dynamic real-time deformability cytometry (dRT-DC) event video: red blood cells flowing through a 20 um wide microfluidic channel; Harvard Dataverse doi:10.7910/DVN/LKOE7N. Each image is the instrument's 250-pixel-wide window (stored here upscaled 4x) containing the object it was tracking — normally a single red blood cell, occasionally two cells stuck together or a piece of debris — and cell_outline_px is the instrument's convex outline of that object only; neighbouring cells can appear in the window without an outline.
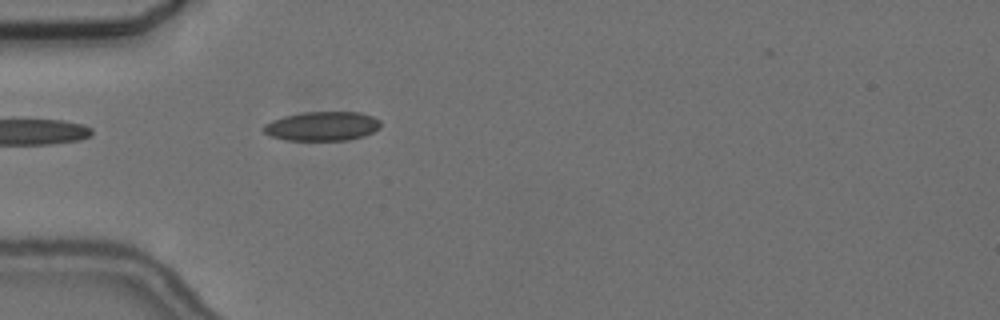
{"species": "common noctule bat (a hibernating species)", "species_latin": "Nyctalus noctula", "temperature_condition": "cold", "stored_images_in_passage": 5, "camera_frame_rate_fps": 3000, "um_per_image_px": 0.085, "animal": {"sex": "female", "body_mass_g": 24.6, "forearm_length_mm": 56.2}, "frame": {"image": 1, "passage_image": 5, "time_ms": 4.667, "image_size_px": [1000, 320], "cell_outline_px": [[380, 128], [364, 136], [348, 140], [284, 140], [268, 136], [260, 128], [264, 124], [272, 120], [284, 116], [300, 112], [360, 112], [372, 116], [380, 120]], "centroid_in_image_um": [27.34, 10.72], "position_along_channel_um": 57.7, "area_um2": 20.17}}